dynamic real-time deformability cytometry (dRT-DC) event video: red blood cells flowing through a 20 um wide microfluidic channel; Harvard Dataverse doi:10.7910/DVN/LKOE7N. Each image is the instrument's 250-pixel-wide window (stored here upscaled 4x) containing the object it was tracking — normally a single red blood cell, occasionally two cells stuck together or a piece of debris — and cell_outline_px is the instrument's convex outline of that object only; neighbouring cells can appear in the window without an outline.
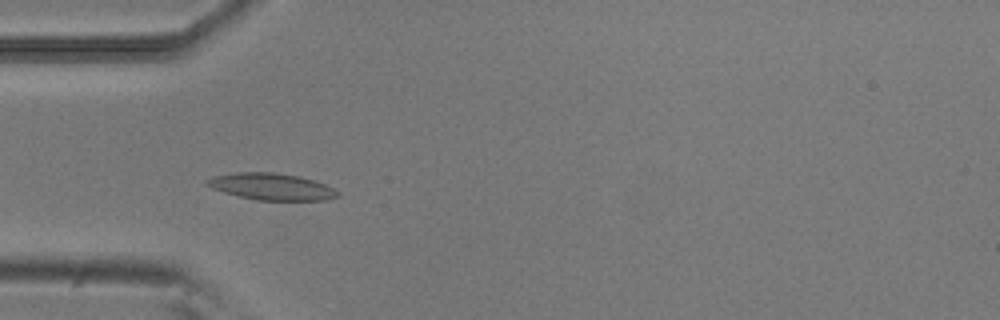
{"species": "common noctule bat (a hibernating species)", "species_latin": "Nyctalus noctula", "temperature_condition": "room temperature", "stored_images_in_passage": 42, "camera_frame_rate_fps": 3000, "um_per_image_px": 0.085, "animal": {"sex": "male", "body_mass_g": 20.5, "forearm_length_mm": 52.5}, "frame": {"image": 1, "passage_image": 15, "time_ms": 4.667, "image_size_px": [1000, 320], "cell_outline_px": [[340, 196], [328, 200], [256, 200], [224, 192], [212, 188], [204, 184], [204, 180], [212, 176], [236, 172], [276, 172], [300, 176], [324, 184], [340, 192]], "centroid_in_image_um": [23.06, 15.85], "position_along_channel_um": 61.9, "area_um2": 20.46}}
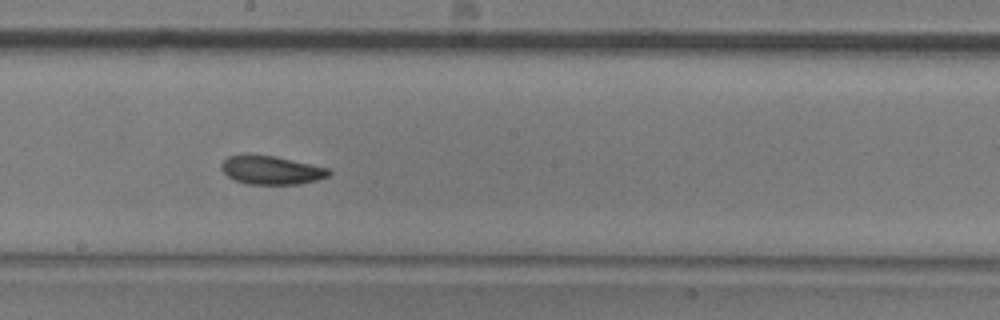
{"frame": {"image": 2, "passage_image": 28, "time_ms": 9.0, "image_size_px": [1000, 320], "cell_outline_px": [[332, 172], [328, 176], [316, 180], [300, 184], [248, 184], [236, 180], [228, 176], [220, 168], [220, 164], [228, 156], [244, 152], [248, 152], [276, 156], [332, 168]], "centroid_in_image_um": [23.06, 14.42], "position_along_channel_um": 225.1, "area_um2": 18.5}}
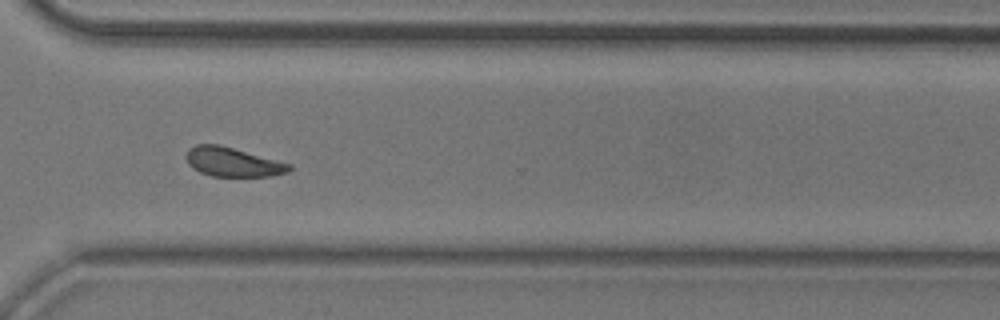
{"frame": {"image": 3, "passage_image": 38, "time_ms": 12.333, "image_size_px": [1000, 320], "cell_outline_px": [[292, 168], [288, 172], [272, 176], [212, 176], [200, 172], [192, 168], [188, 164], [184, 156], [188, 148], [196, 144], [220, 144], [292, 164]], "centroid_in_image_um": [19.75, 13.76], "position_along_channel_um": 350.8, "area_um2": 17.74}, "authors_computed_cell_mechanics": {"area_um2": 18.6694, "velocity_mm_per_s": 3.7831, "shape_relaxation_time_tau1_ms": 4.8498, "shape_relaxation_time_tau2_ms": 3.9616, "deformation_change_tau1": 0.132, "deformation_change_tau2": 0.1004}}